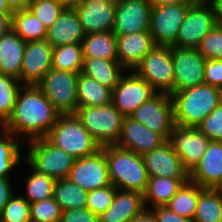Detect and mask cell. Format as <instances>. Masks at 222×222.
Masks as SVG:
<instances>
[{"label": "cell", "instance_id": "38", "mask_svg": "<svg viewBox=\"0 0 222 222\" xmlns=\"http://www.w3.org/2000/svg\"><path fill=\"white\" fill-rule=\"evenodd\" d=\"M66 6L56 0H31L28 9L48 29L54 24Z\"/></svg>", "mask_w": 222, "mask_h": 222}, {"label": "cell", "instance_id": "44", "mask_svg": "<svg viewBox=\"0 0 222 222\" xmlns=\"http://www.w3.org/2000/svg\"><path fill=\"white\" fill-rule=\"evenodd\" d=\"M204 82L222 90V59L206 60Z\"/></svg>", "mask_w": 222, "mask_h": 222}, {"label": "cell", "instance_id": "54", "mask_svg": "<svg viewBox=\"0 0 222 222\" xmlns=\"http://www.w3.org/2000/svg\"><path fill=\"white\" fill-rule=\"evenodd\" d=\"M62 4H64L66 7H74L80 0H56Z\"/></svg>", "mask_w": 222, "mask_h": 222}, {"label": "cell", "instance_id": "9", "mask_svg": "<svg viewBox=\"0 0 222 222\" xmlns=\"http://www.w3.org/2000/svg\"><path fill=\"white\" fill-rule=\"evenodd\" d=\"M215 26L217 21L211 4L207 0H196L187 8L176 37V47L197 48Z\"/></svg>", "mask_w": 222, "mask_h": 222}, {"label": "cell", "instance_id": "4", "mask_svg": "<svg viewBox=\"0 0 222 222\" xmlns=\"http://www.w3.org/2000/svg\"><path fill=\"white\" fill-rule=\"evenodd\" d=\"M45 138L75 159L93 155L101 149L75 114L60 115Z\"/></svg>", "mask_w": 222, "mask_h": 222}, {"label": "cell", "instance_id": "27", "mask_svg": "<svg viewBox=\"0 0 222 222\" xmlns=\"http://www.w3.org/2000/svg\"><path fill=\"white\" fill-rule=\"evenodd\" d=\"M189 179H173L162 176L149 177L147 189L143 194L145 208L166 206L179 188ZM149 201V202H148ZM151 205L148 206L147 204Z\"/></svg>", "mask_w": 222, "mask_h": 222}, {"label": "cell", "instance_id": "20", "mask_svg": "<svg viewBox=\"0 0 222 222\" xmlns=\"http://www.w3.org/2000/svg\"><path fill=\"white\" fill-rule=\"evenodd\" d=\"M149 177L162 176L173 179H189V172L182 160L166 141L143 155Z\"/></svg>", "mask_w": 222, "mask_h": 222}, {"label": "cell", "instance_id": "46", "mask_svg": "<svg viewBox=\"0 0 222 222\" xmlns=\"http://www.w3.org/2000/svg\"><path fill=\"white\" fill-rule=\"evenodd\" d=\"M157 222H192L190 219L171 211L167 206L150 208Z\"/></svg>", "mask_w": 222, "mask_h": 222}, {"label": "cell", "instance_id": "43", "mask_svg": "<svg viewBox=\"0 0 222 222\" xmlns=\"http://www.w3.org/2000/svg\"><path fill=\"white\" fill-rule=\"evenodd\" d=\"M211 141H222V102L197 126Z\"/></svg>", "mask_w": 222, "mask_h": 222}, {"label": "cell", "instance_id": "23", "mask_svg": "<svg viewBox=\"0 0 222 222\" xmlns=\"http://www.w3.org/2000/svg\"><path fill=\"white\" fill-rule=\"evenodd\" d=\"M83 26L73 7H66L52 26L47 29L46 40L53 46L82 43Z\"/></svg>", "mask_w": 222, "mask_h": 222}, {"label": "cell", "instance_id": "1", "mask_svg": "<svg viewBox=\"0 0 222 222\" xmlns=\"http://www.w3.org/2000/svg\"><path fill=\"white\" fill-rule=\"evenodd\" d=\"M60 115L36 85H22L12 114L2 128L15 136L23 135L21 140L27 145L26 140L45 138Z\"/></svg>", "mask_w": 222, "mask_h": 222}, {"label": "cell", "instance_id": "36", "mask_svg": "<svg viewBox=\"0 0 222 222\" xmlns=\"http://www.w3.org/2000/svg\"><path fill=\"white\" fill-rule=\"evenodd\" d=\"M28 165L32 172H30L26 180V193L21 196L30 204L53 197L56 180L35 170L29 163Z\"/></svg>", "mask_w": 222, "mask_h": 222}, {"label": "cell", "instance_id": "7", "mask_svg": "<svg viewBox=\"0 0 222 222\" xmlns=\"http://www.w3.org/2000/svg\"><path fill=\"white\" fill-rule=\"evenodd\" d=\"M26 143L29 149L25 161L35 170L55 180L68 178L74 157L52 145L46 138H37Z\"/></svg>", "mask_w": 222, "mask_h": 222}, {"label": "cell", "instance_id": "48", "mask_svg": "<svg viewBox=\"0 0 222 222\" xmlns=\"http://www.w3.org/2000/svg\"><path fill=\"white\" fill-rule=\"evenodd\" d=\"M12 12L27 9L31 0H5Z\"/></svg>", "mask_w": 222, "mask_h": 222}, {"label": "cell", "instance_id": "30", "mask_svg": "<svg viewBox=\"0 0 222 222\" xmlns=\"http://www.w3.org/2000/svg\"><path fill=\"white\" fill-rule=\"evenodd\" d=\"M11 29L25 42L46 39L47 28L27 8L13 12Z\"/></svg>", "mask_w": 222, "mask_h": 222}, {"label": "cell", "instance_id": "34", "mask_svg": "<svg viewBox=\"0 0 222 222\" xmlns=\"http://www.w3.org/2000/svg\"><path fill=\"white\" fill-rule=\"evenodd\" d=\"M82 43L65 44L53 48L52 69L80 73L83 68Z\"/></svg>", "mask_w": 222, "mask_h": 222}, {"label": "cell", "instance_id": "17", "mask_svg": "<svg viewBox=\"0 0 222 222\" xmlns=\"http://www.w3.org/2000/svg\"><path fill=\"white\" fill-rule=\"evenodd\" d=\"M53 48L46 39L26 42L20 71L23 85H36L52 69Z\"/></svg>", "mask_w": 222, "mask_h": 222}, {"label": "cell", "instance_id": "47", "mask_svg": "<svg viewBox=\"0 0 222 222\" xmlns=\"http://www.w3.org/2000/svg\"><path fill=\"white\" fill-rule=\"evenodd\" d=\"M9 178L0 177V212L14 196Z\"/></svg>", "mask_w": 222, "mask_h": 222}, {"label": "cell", "instance_id": "8", "mask_svg": "<svg viewBox=\"0 0 222 222\" xmlns=\"http://www.w3.org/2000/svg\"><path fill=\"white\" fill-rule=\"evenodd\" d=\"M134 71L157 93H174L172 47L155 45Z\"/></svg>", "mask_w": 222, "mask_h": 222}, {"label": "cell", "instance_id": "6", "mask_svg": "<svg viewBox=\"0 0 222 222\" xmlns=\"http://www.w3.org/2000/svg\"><path fill=\"white\" fill-rule=\"evenodd\" d=\"M78 76V73L50 69L36 86L61 115L75 114Z\"/></svg>", "mask_w": 222, "mask_h": 222}, {"label": "cell", "instance_id": "28", "mask_svg": "<svg viewBox=\"0 0 222 222\" xmlns=\"http://www.w3.org/2000/svg\"><path fill=\"white\" fill-rule=\"evenodd\" d=\"M78 108L101 106L111 102L112 90L81 72L77 83Z\"/></svg>", "mask_w": 222, "mask_h": 222}, {"label": "cell", "instance_id": "32", "mask_svg": "<svg viewBox=\"0 0 222 222\" xmlns=\"http://www.w3.org/2000/svg\"><path fill=\"white\" fill-rule=\"evenodd\" d=\"M192 222H222V192L204 188L199 195Z\"/></svg>", "mask_w": 222, "mask_h": 222}, {"label": "cell", "instance_id": "15", "mask_svg": "<svg viewBox=\"0 0 222 222\" xmlns=\"http://www.w3.org/2000/svg\"><path fill=\"white\" fill-rule=\"evenodd\" d=\"M68 179L86 191L111 185L105 152L100 149L93 155L75 159Z\"/></svg>", "mask_w": 222, "mask_h": 222}, {"label": "cell", "instance_id": "45", "mask_svg": "<svg viewBox=\"0 0 222 222\" xmlns=\"http://www.w3.org/2000/svg\"><path fill=\"white\" fill-rule=\"evenodd\" d=\"M60 222H99V217L84 207L62 211Z\"/></svg>", "mask_w": 222, "mask_h": 222}, {"label": "cell", "instance_id": "42", "mask_svg": "<svg viewBox=\"0 0 222 222\" xmlns=\"http://www.w3.org/2000/svg\"><path fill=\"white\" fill-rule=\"evenodd\" d=\"M200 54L208 59H222V25L217 24L201 40L197 47Z\"/></svg>", "mask_w": 222, "mask_h": 222}, {"label": "cell", "instance_id": "2", "mask_svg": "<svg viewBox=\"0 0 222 222\" xmlns=\"http://www.w3.org/2000/svg\"><path fill=\"white\" fill-rule=\"evenodd\" d=\"M175 124L197 126L222 102V90L209 84L171 94Z\"/></svg>", "mask_w": 222, "mask_h": 222}, {"label": "cell", "instance_id": "12", "mask_svg": "<svg viewBox=\"0 0 222 222\" xmlns=\"http://www.w3.org/2000/svg\"><path fill=\"white\" fill-rule=\"evenodd\" d=\"M190 5L152 6L149 31L156 46L176 47V37Z\"/></svg>", "mask_w": 222, "mask_h": 222}, {"label": "cell", "instance_id": "50", "mask_svg": "<svg viewBox=\"0 0 222 222\" xmlns=\"http://www.w3.org/2000/svg\"><path fill=\"white\" fill-rule=\"evenodd\" d=\"M213 9L217 24L222 25V0H207Z\"/></svg>", "mask_w": 222, "mask_h": 222}, {"label": "cell", "instance_id": "26", "mask_svg": "<svg viewBox=\"0 0 222 222\" xmlns=\"http://www.w3.org/2000/svg\"><path fill=\"white\" fill-rule=\"evenodd\" d=\"M124 70L118 60H105L95 57L84 58L81 73L113 90L124 74Z\"/></svg>", "mask_w": 222, "mask_h": 222}, {"label": "cell", "instance_id": "22", "mask_svg": "<svg viewBox=\"0 0 222 222\" xmlns=\"http://www.w3.org/2000/svg\"><path fill=\"white\" fill-rule=\"evenodd\" d=\"M189 180L203 188H216L222 181V141H211L202 159L189 173Z\"/></svg>", "mask_w": 222, "mask_h": 222}, {"label": "cell", "instance_id": "5", "mask_svg": "<svg viewBox=\"0 0 222 222\" xmlns=\"http://www.w3.org/2000/svg\"><path fill=\"white\" fill-rule=\"evenodd\" d=\"M75 115L100 147L118 142L125 117L112 102L101 106L79 107Z\"/></svg>", "mask_w": 222, "mask_h": 222}, {"label": "cell", "instance_id": "29", "mask_svg": "<svg viewBox=\"0 0 222 222\" xmlns=\"http://www.w3.org/2000/svg\"><path fill=\"white\" fill-rule=\"evenodd\" d=\"M82 47L84 58L117 60L116 35L112 31L85 35Z\"/></svg>", "mask_w": 222, "mask_h": 222}, {"label": "cell", "instance_id": "24", "mask_svg": "<svg viewBox=\"0 0 222 222\" xmlns=\"http://www.w3.org/2000/svg\"><path fill=\"white\" fill-rule=\"evenodd\" d=\"M144 209V199L141 193L116 189L112 204L98 216L99 222H130Z\"/></svg>", "mask_w": 222, "mask_h": 222}, {"label": "cell", "instance_id": "14", "mask_svg": "<svg viewBox=\"0 0 222 222\" xmlns=\"http://www.w3.org/2000/svg\"><path fill=\"white\" fill-rule=\"evenodd\" d=\"M174 92L204 84L206 59L197 48L172 47Z\"/></svg>", "mask_w": 222, "mask_h": 222}, {"label": "cell", "instance_id": "3", "mask_svg": "<svg viewBox=\"0 0 222 222\" xmlns=\"http://www.w3.org/2000/svg\"><path fill=\"white\" fill-rule=\"evenodd\" d=\"M105 152L111 184L117 189L145 193L149 181L142 155L115 145L101 147Z\"/></svg>", "mask_w": 222, "mask_h": 222}, {"label": "cell", "instance_id": "55", "mask_svg": "<svg viewBox=\"0 0 222 222\" xmlns=\"http://www.w3.org/2000/svg\"><path fill=\"white\" fill-rule=\"evenodd\" d=\"M114 4H118L121 0H105Z\"/></svg>", "mask_w": 222, "mask_h": 222}, {"label": "cell", "instance_id": "56", "mask_svg": "<svg viewBox=\"0 0 222 222\" xmlns=\"http://www.w3.org/2000/svg\"><path fill=\"white\" fill-rule=\"evenodd\" d=\"M216 189H218L219 191L222 192V181H221V183L216 187Z\"/></svg>", "mask_w": 222, "mask_h": 222}, {"label": "cell", "instance_id": "39", "mask_svg": "<svg viewBox=\"0 0 222 222\" xmlns=\"http://www.w3.org/2000/svg\"><path fill=\"white\" fill-rule=\"evenodd\" d=\"M62 210L54 197L30 204L31 222H60Z\"/></svg>", "mask_w": 222, "mask_h": 222}, {"label": "cell", "instance_id": "25", "mask_svg": "<svg viewBox=\"0 0 222 222\" xmlns=\"http://www.w3.org/2000/svg\"><path fill=\"white\" fill-rule=\"evenodd\" d=\"M26 42L12 29L0 38V73L20 80Z\"/></svg>", "mask_w": 222, "mask_h": 222}, {"label": "cell", "instance_id": "53", "mask_svg": "<svg viewBox=\"0 0 222 222\" xmlns=\"http://www.w3.org/2000/svg\"><path fill=\"white\" fill-rule=\"evenodd\" d=\"M0 13L5 15H13L5 0H0Z\"/></svg>", "mask_w": 222, "mask_h": 222}, {"label": "cell", "instance_id": "11", "mask_svg": "<svg viewBox=\"0 0 222 222\" xmlns=\"http://www.w3.org/2000/svg\"><path fill=\"white\" fill-rule=\"evenodd\" d=\"M167 142L190 173L202 159L211 140L195 127L175 124L168 135Z\"/></svg>", "mask_w": 222, "mask_h": 222}, {"label": "cell", "instance_id": "19", "mask_svg": "<svg viewBox=\"0 0 222 222\" xmlns=\"http://www.w3.org/2000/svg\"><path fill=\"white\" fill-rule=\"evenodd\" d=\"M166 141L161 134L150 130L131 117H125L116 145L143 156Z\"/></svg>", "mask_w": 222, "mask_h": 222}, {"label": "cell", "instance_id": "33", "mask_svg": "<svg viewBox=\"0 0 222 222\" xmlns=\"http://www.w3.org/2000/svg\"><path fill=\"white\" fill-rule=\"evenodd\" d=\"M204 188L188 180L179 188L174 197L166 205L171 211L192 221L200 192Z\"/></svg>", "mask_w": 222, "mask_h": 222}, {"label": "cell", "instance_id": "21", "mask_svg": "<svg viewBox=\"0 0 222 222\" xmlns=\"http://www.w3.org/2000/svg\"><path fill=\"white\" fill-rule=\"evenodd\" d=\"M155 47L150 31L116 35L117 60L126 70H134Z\"/></svg>", "mask_w": 222, "mask_h": 222}, {"label": "cell", "instance_id": "51", "mask_svg": "<svg viewBox=\"0 0 222 222\" xmlns=\"http://www.w3.org/2000/svg\"><path fill=\"white\" fill-rule=\"evenodd\" d=\"M11 17L0 13V38L11 29Z\"/></svg>", "mask_w": 222, "mask_h": 222}, {"label": "cell", "instance_id": "18", "mask_svg": "<svg viewBox=\"0 0 222 222\" xmlns=\"http://www.w3.org/2000/svg\"><path fill=\"white\" fill-rule=\"evenodd\" d=\"M73 8L85 35L112 31L116 4L105 0H80Z\"/></svg>", "mask_w": 222, "mask_h": 222}, {"label": "cell", "instance_id": "40", "mask_svg": "<svg viewBox=\"0 0 222 222\" xmlns=\"http://www.w3.org/2000/svg\"><path fill=\"white\" fill-rule=\"evenodd\" d=\"M0 222H31L30 203L21 195L13 196L0 212Z\"/></svg>", "mask_w": 222, "mask_h": 222}, {"label": "cell", "instance_id": "41", "mask_svg": "<svg viewBox=\"0 0 222 222\" xmlns=\"http://www.w3.org/2000/svg\"><path fill=\"white\" fill-rule=\"evenodd\" d=\"M116 187L108 185L106 187L88 191L86 207L96 216L105 212L112 204Z\"/></svg>", "mask_w": 222, "mask_h": 222}, {"label": "cell", "instance_id": "13", "mask_svg": "<svg viewBox=\"0 0 222 222\" xmlns=\"http://www.w3.org/2000/svg\"><path fill=\"white\" fill-rule=\"evenodd\" d=\"M156 93L151 85L132 70L129 75L123 74L112 90L111 102L124 117H130Z\"/></svg>", "mask_w": 222, "mask_h": 222}, {"label": "cell", "instance_id": "16", "mask_svg": "<svg viewBox=\"0 0 222 222\" xmlns=\"http://www.w3.org/2000/svg\"><path fill=\"white\" fill-rule=\"evenodd\" d=\"M152 4L150 0H121L116 4L115 35L149 31Z\"/></svg>", "mask_w": 222, "mask_h": 222}, {"label": "cell", "instance_id": "49", "mask_svg": "<svg viewBox=\"0 0 222 222\" xmlns=\"http://www.w3.org/2000/svg\"><path fill=\"white\" fill-rule=\"evenodd\" d=\"M130 222H157L150 209H144L140 214L136 215Z\"/></svg>", "mask_w": 222, "mask_h": 222}, {"label": "cell", "instance_id": "35", "mask_svg": "<svg viewBox=\"0 0 222 222\" xmlns=\"http://www.w3.org/2000/svg\"><path fill=\"white\" fill-rule=\"evenodd\" d=\"M0 132V177L9 178V173L21 163L20 147L23 141L21 138L15 140L12 132L1 128Z\"/></svg>", "mask_w": 222, "mask_h": 222}, {"label": "cell", "instance_id": "31", "mask_svg": "<svg viewBox=\"0 0 222 222\" xmlns=\"http://www.w3.org/2000/svg\"><path fill=\"white\" fill-rule=\"evenodd\" d=\"M87 195L88 191L68 178L55 181L53 197L62 211L86 207Z\"/></svg>", "mask_w": 222, "mask_h": 222}, {"label": "cell", "instance_id": "37", "mask_svg": "<svg viewBox=\"0 0 222 222\" xmlns=\"http://www.w3.org/2000/svg\"><path fill=\"white\" fill-rule=\"evenodd\" d=\"M15 77L0 73V121L4 124L11 116L18 91L22 86Z\"/></svg>", "mask_w": 222, "mask_h": 222}, {"label": "cell", "instance_id": "10", "mask_svg": "<svg viewBox=\"0 0 222 222\" xmlns=\"http://www.w3.org/2000/svg\"><path fill=\"white\" fill-rule=\"evenodd\" d=\"M130 117L161 134L167 140L175 125L171 95L156 93L146 103L139 106Z\"/></svg>", "mask_w": 222, "mask_h": 222}, {"label": "cell", "instance_id": "52", "mask_svg": "<svg viewBox=\"0 0 222 222\" xmlns=\"http://www.w3.org/2000/svg\"><path fill=\"white\" fill-rule=\"evenodd\" d=\"M196 0H150L152 6H163L170 4H193Z\"/></svg>", "mask_w": 222, "mask_h": 222}]
</instances>
